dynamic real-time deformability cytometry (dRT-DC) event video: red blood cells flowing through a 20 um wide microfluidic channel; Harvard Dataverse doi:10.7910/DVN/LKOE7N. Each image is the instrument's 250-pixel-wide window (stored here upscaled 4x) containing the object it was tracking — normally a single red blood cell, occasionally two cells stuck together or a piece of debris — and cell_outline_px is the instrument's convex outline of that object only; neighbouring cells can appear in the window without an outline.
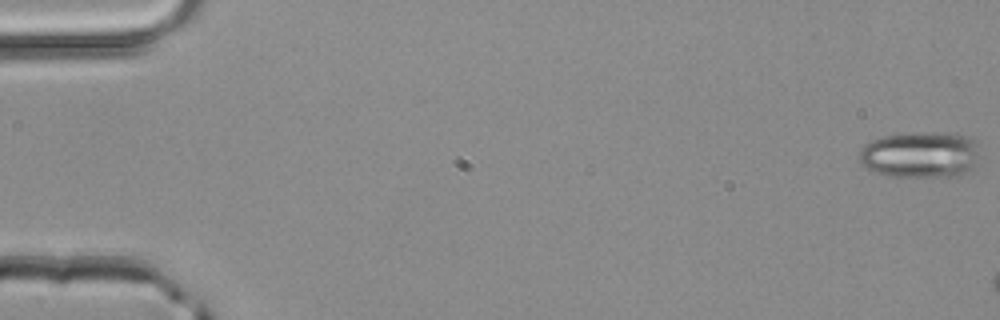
{"species": "common noctule bat (a hibernating species)", "species_latin": "Nyctalus noctula", "temperature_condition": "room temperature", "stored_images_in_passage": 3, "segment_of_instrument_passage": [2, 2], "camera_frame_rate_fps": 3000, "um_per_image_px": 0.085, "animal": {"sex": "male", "body_mass_g": 20.4}, "frame": {"image": 1, "passage_image": 3, "time_ms": 0.667, "image_size_px": [1000, 320], "cell_outline_px": [[980, 160], [968, 172], [960, 176], [888, 176], [876, 172], [868, 168], [860, 160], [860, 148], [864, 144], [872, 140], [884, 136], [956, 132], [968, 136], [976, 140]], "centroid_in_image_um": [78.31, 13.16], "position_along_channel_um": 6.7, "area_um2": 32.37}}